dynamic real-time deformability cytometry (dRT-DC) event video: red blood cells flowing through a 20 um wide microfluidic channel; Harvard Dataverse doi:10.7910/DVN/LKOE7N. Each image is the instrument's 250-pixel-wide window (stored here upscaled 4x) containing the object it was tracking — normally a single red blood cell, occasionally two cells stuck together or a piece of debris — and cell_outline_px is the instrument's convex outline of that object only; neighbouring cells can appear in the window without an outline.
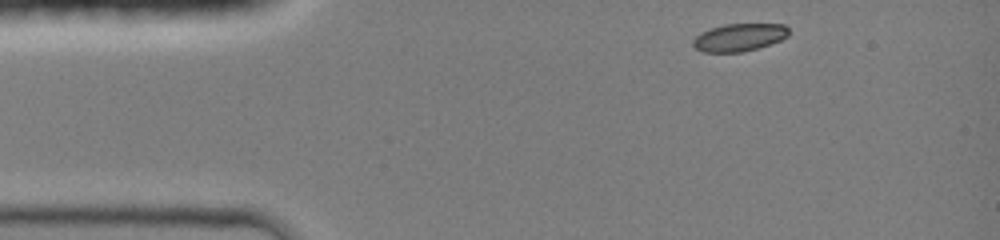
{"species": "common noctule bat (a hibernating species)", "species_latin": "Nyctalus noctula", "temperature_condition": "room temperature", "stored_images_in_passage": 16, "camera_frame_rate_fps": 3000, "um_per_image_px": 0.085, "animal": {"sex": "female", "body_mass_g": 19.0, "forearm_length_mm": 51.5}, "frame": {"image": 1, "passage_image": 1, "time_ms": 0.0, "image_size_px": [1000, 240], "cell_outline_px": [[788, 36], [780, 40], [756, 48], [740, 52], [704, 52], [696, 48], [692, 44], [692, 40], [700, 32], [724, 24], [784, 24], [788, 28]], "centroid_in_image_um": [62.81, 3.17], "position_along_channel_um": 22.2, "area_um2": 15.26}}
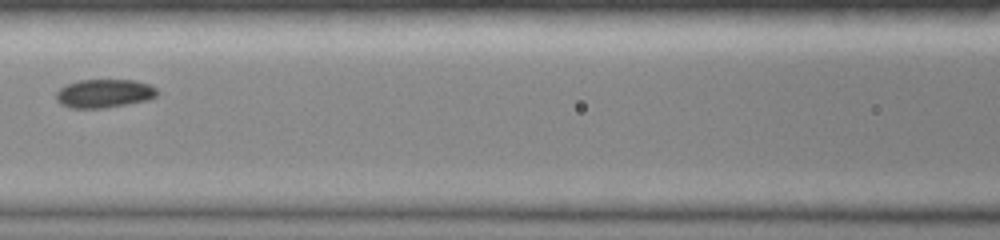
{"frame": {"image": 2, "passage_image": 10, "time_ms": 4.667, "image_size_px": [1000, 240], "cell_outline_px": [[160, 92], [156, 96], [148, 100], [128, 104], [104, 108], [72, 108], [60, 104], [56, 100], [56, 92], [64, 84], [80, 80], [136, 80], [148, 84], [156, 88]], "centroid_in_image_um": [8.85, 7.94], "position_along_channel_um": 157.7, "area_um2": 16.99}}
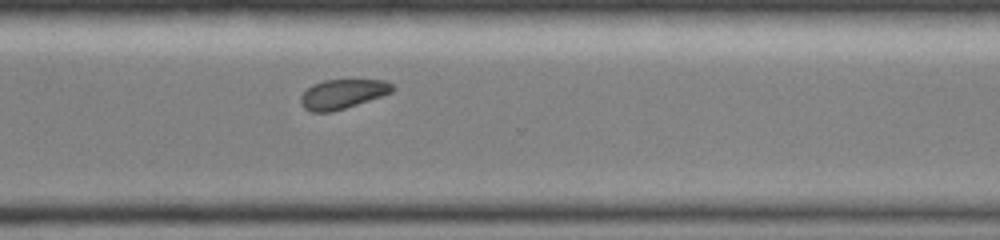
{"frame": {"image": 3, "passage_image": 16, "time_ms": 9.0, "image_size_px": [1000, 240], "cell_outline_px": [[396, 88], [392, 92], [332, 112], [312, 112], [304, 108], [300, 104], [300, 96], [312, 84], [324, 80], [384, 80], [392, 84]], "centroid_in_image_um": [29.09, 7.99], "position_along_channel_um": 341.5, "area_um2": 15.61}}